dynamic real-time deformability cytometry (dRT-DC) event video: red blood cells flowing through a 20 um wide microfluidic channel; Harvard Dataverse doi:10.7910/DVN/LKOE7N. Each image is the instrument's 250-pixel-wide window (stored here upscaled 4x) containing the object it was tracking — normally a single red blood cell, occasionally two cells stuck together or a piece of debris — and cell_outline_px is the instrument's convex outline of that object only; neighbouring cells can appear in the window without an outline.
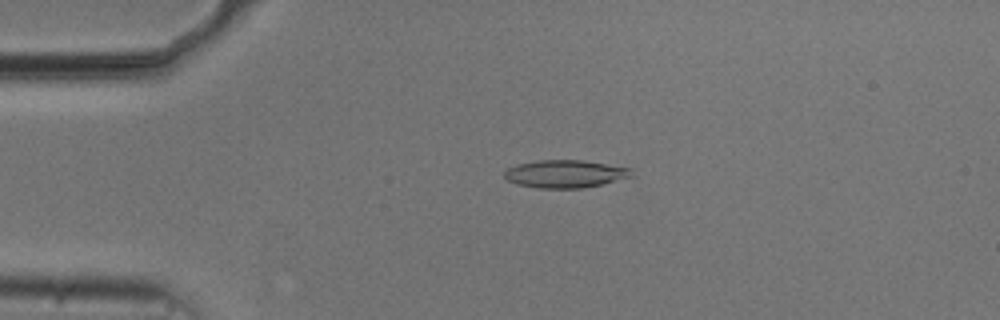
{"species": "common noctule bat (a hibernating species)", "species_latin": "Nyctalus noctula", "temperature_condition": "cold", "stored_images_in_passage": 48, "camera_frame_rate_fps": 3000, "um_per_image_px": 0.085, "animal": {"sex": "male", "body_mass_g": 20.5, "forearm_length_mm": 52.5}, "frame": {"image": 1, "passage_image": 6, "time_ms": 1.667, "image_size_px": [1000, 320], "cell_outline_px": [[636, 176], [600, 184], [580, 188], [540, 188], [516, 184], [508, 180], [504, 176], [504, 172], [508, 168], [516, 164], [536, 160], [584, 160], [632, 168]], "centroid_in_image_um": [48.07, 14.76], "position_along_channel_um": 36.9, "area_um2": 20.69}}
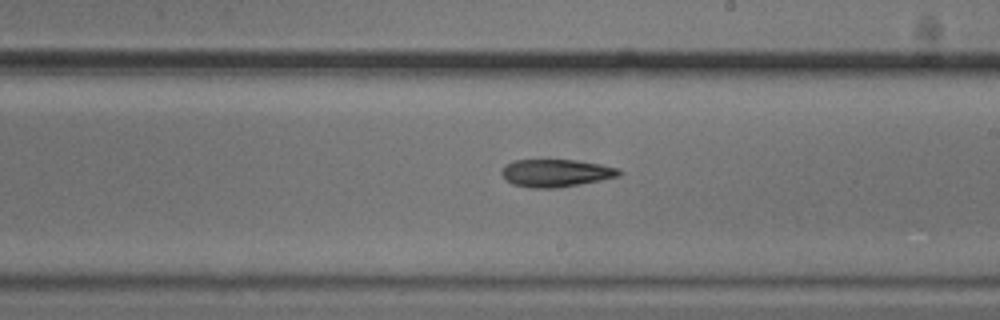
{"frame": {"image": 2, "passage_image": 25, "time_ms": 8.0, "image_size_px": [1000, 320], "cell_outline_px": [[624, 172], [620, 176], [580, 184], [556, 188], [532, 188], [512, 184], [504, 180], [500, 172], [504, 164], [512, 160], [576, 160], [600, 164], [620, 168]], "centroid_in_image_um": [47.23, 14.7], "position_along_channel_um": 241.8, "area_um2": 19.19}}
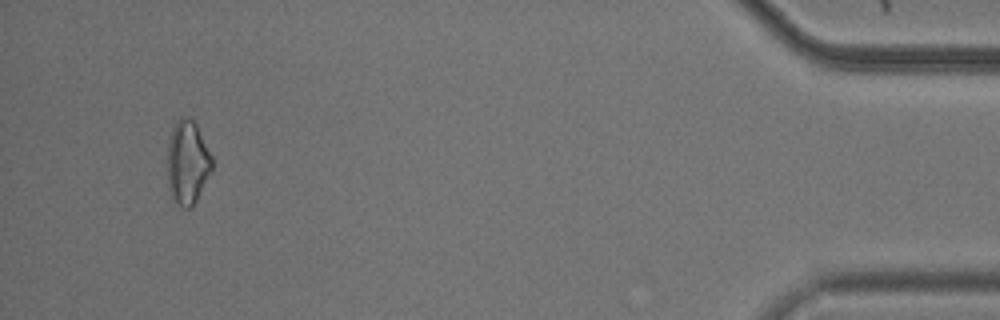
{"frame": {"image": 3, "passage_image": 45, "time_ms": 14.667, "image_size_px": [1000, 320], "cell_outline_px": [[212, 168], [192, 208], [184, 208], [172, 196], [168, 188], [168, 140], [172, 128], [176, 120], [180, 116], [188, 116], [196, 124], [212, 156]], "centroid_in_image_um": [15.92, 13.76], "position_along_channel_um": 419.3, "area_um2": 21.56}, "authors_computed_cell_mechanics": {"area_um2": 19.6809, "velocity_mm_per_s": 3.7499, "shape_relaxation_time_tau1_ms": 3.177, "shape_relaxation_time_tau2_ms": 10.3522, "deformation_change_tau1": 0.0949, "deformation_change_tau2": 0.2342}}